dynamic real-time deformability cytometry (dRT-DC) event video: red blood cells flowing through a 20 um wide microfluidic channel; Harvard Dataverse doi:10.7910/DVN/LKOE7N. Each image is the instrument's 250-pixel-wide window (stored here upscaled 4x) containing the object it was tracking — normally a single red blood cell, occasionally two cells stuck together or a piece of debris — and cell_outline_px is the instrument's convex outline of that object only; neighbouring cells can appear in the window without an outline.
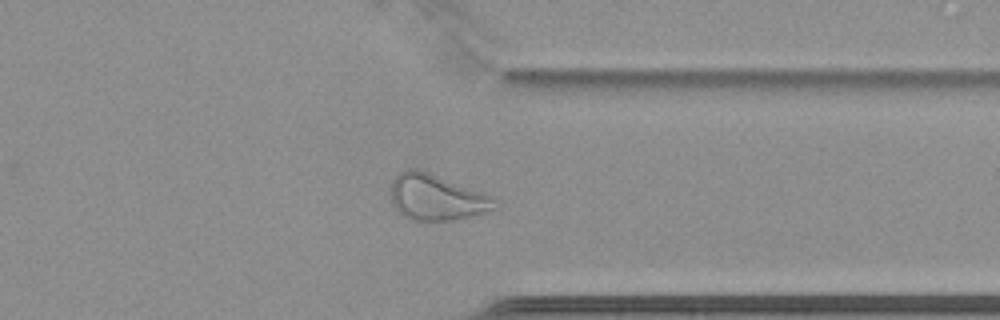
{"species": "common noctule bat (a hibernating species)", "species_latin": "Nyctalus noctula", "temperature_condition": "cold", "stored_images_in_passage": 38, "camera_frame_rate_fps": 3000, "um_per_image_px": 0.085, "animal": {"sex": "female", "body_mass_g": 22.7, "forearm_length_mm": 54.2}, "frame": {"image": 1, "passage_image": 27, "time_ms": 8.667, "image_size_px": [1000, 320], "cell_outline_px": [[500, 208], [452, 220], [412, 220], [404, 216], [392, 204], [392, 180], [400, 172], [408, 168], [416, 168], [428, 172], [484, 192], [492, 196]], "centroid_in_image_um": [37.12, 16.76], "position_along_channel_um": 374.3, "area_um2": 27.63}}
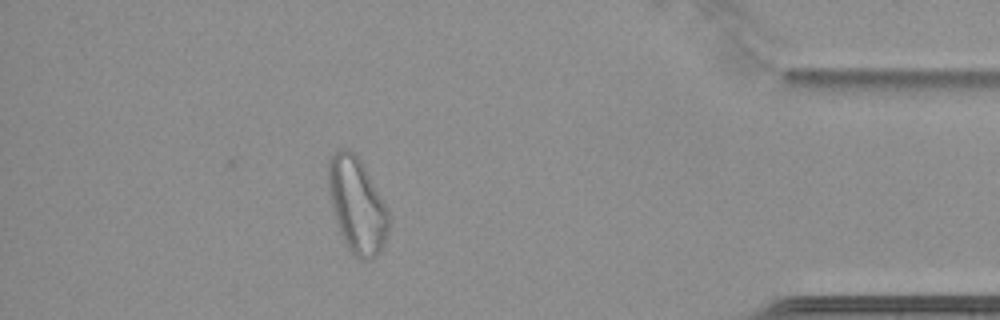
{"frame": {"image": 2, "passage_image": 33, "time_ms": 10.667, "image_size_px": [1000, 320], "cell_outline_px": [[388, 228], [384, 244], [380, 252], [372, 260], [360, 260], [348, 248], [336, 224], [328, 192], [328, 160], [340, 148], [348, 148], [364, 164], [388, 212]], "centroid_in_image_um": [30.32, 17.45], "position_along_channel_um": 404.9, "area_um2": 33.29}}